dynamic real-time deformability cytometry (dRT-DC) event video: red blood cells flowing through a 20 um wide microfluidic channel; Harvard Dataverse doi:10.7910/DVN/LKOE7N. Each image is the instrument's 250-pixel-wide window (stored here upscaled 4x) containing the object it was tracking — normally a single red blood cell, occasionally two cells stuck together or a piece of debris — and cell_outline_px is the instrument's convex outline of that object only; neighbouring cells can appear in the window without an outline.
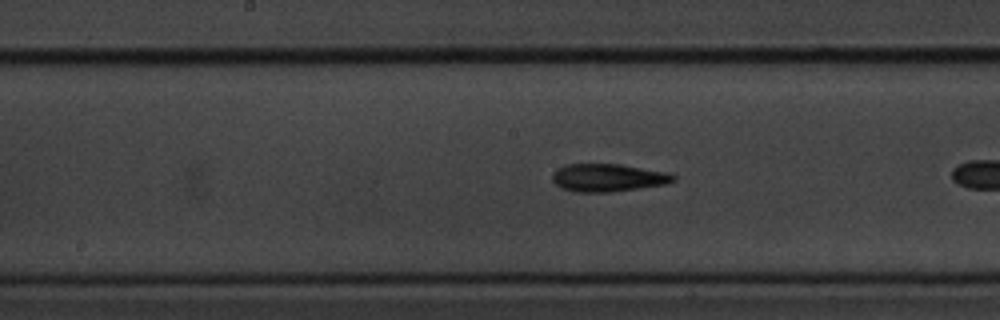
{"species": "common noctule bat (a hibernating species)", "species_latin": "Nyctalus noctula", "temperature_condition": "cold", "stored_images_in_passage": 28, "camera_frame_rate_fps": 3000, "um_per_image_px": 0.085, "animal": {"sex": "male", "body_mass_g": 20.1, "forearm_length_mm": 53.5}, "frame": {"image": 1, "passage_image": 13, "time_ms": 4.0, "image_size_px": [1000, 320], "cell_outline_px": [[676, 180], [664, 184], [612, 192], [576, 192], [560, 188], [552, 180], [552, 172], [556, 168], [568, 164], [620, 164], [668, 172], [676, 176]], "centroid_in_image_um": [51.65, 15.1], "position_along_channel_um": 196.6, "area_um2": 19.71}}
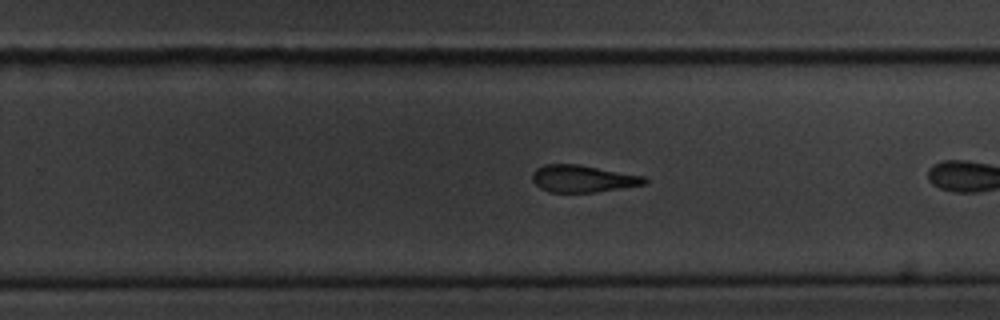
{"frame": {"image": 2, "passage_image": 20, "time_ms": 6.333, "image_size_px": [1000, 320], "cell_outline_px": [[648, 180], [644, 184], [592, 192], [548, 192], [540, 188], [532, 180], [532, 172], [536, 168], [544, 164], [580, 164], [644, 176]], "centroid_in_image_um": [49.48, 15.17], "position_along_channel_um": 280.3, "area_um2": 17.63}}
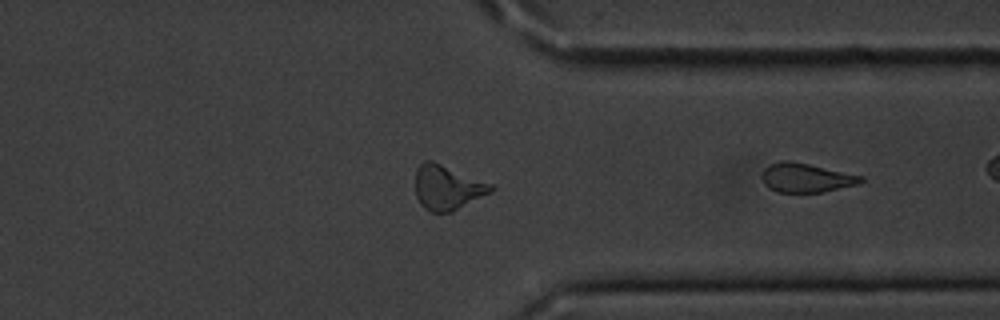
{"frame": {"image": 3, "passage_image": 28, "time_ms": 9.0, "image_size_px": [1000, 320], "cell_outline_px": [[864, 180], [860, 184], [824, 192], [776, 192], [768, 188], [764, 184], [760, 176], [764, 168], [768, 164], [780, 160], [788, 160], [808, 164], [864, 176]], "centroid_in_image_um": [68.49, 15.11], "position_along_channel_um": 342.9, "area_um2": 17.05}}